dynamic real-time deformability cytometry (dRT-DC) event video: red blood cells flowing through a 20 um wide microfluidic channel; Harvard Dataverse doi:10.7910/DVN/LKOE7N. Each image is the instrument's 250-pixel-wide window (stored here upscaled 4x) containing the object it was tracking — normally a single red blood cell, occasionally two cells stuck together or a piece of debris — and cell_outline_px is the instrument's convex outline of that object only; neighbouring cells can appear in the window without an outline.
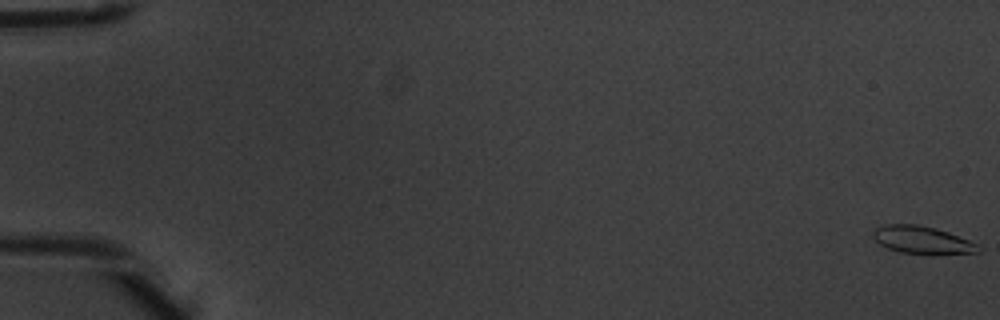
{"species": "common noctule bat (a hibernating species)", "species_latin": "Nyctalus noctula", "temperature_condition": "warm", "stored_images_in_passage": 8, "camera_frame_rate_fps": 3000, "um_per_image_px": 0.085, "animal": {"sex": "male", "body_mass_g": 20.1, "forearm_length_mm": 53.5}, "frame": {"image": 1, "passage_image": 1, "time_ms": 0.0, "image_size_px": [1000, 320], "cell_outline_px": [[980, 252], [932, 256], [900, 252], [888, 248], [880, 244], [872, 236], [872, 232], [876, 228], [884, 224], [916, 224], [936, 228], [948, 232], [968, 240], [976, 244]], "centroid_in_image_um": [78.37, 20.42], "position_along_channel_um": 6.6, "area_um2": 17.22}}
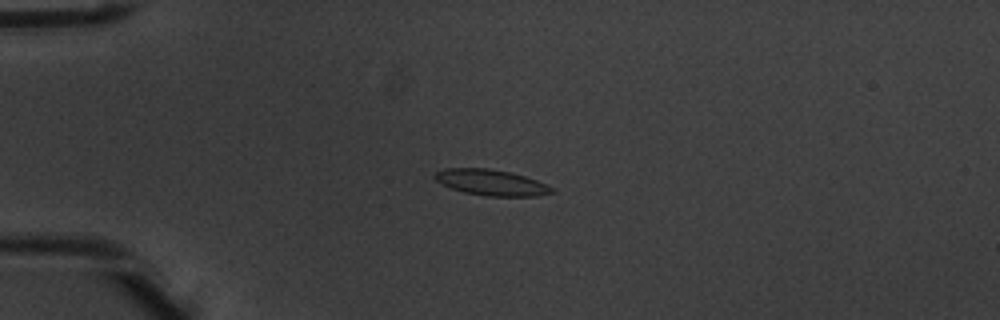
{"frame": {"image": 2, "passage_image": 5, "time_ms": 1.333, "image_size_px": [1000, 320], "cell_outline_px": [[556, 192], [536, 196], [488, 196], [464, 192], [452, 188], [436, 180], [432, 176], [436, 172], [444, 168], [488, 168], [512, 172], [536, 180], [556, 188]], "centroid_in_image_um": [41.79, 15.51], "position_along_channel_um": 43.2, "area_um2": 17.69}}
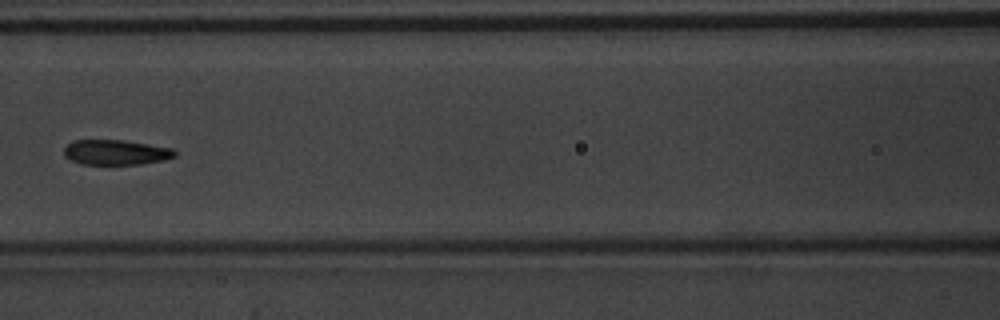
{"frame": {"image": 3, "passage_image": 8, "time_ms": 2.333, "image_size_px": [1000, 320], "cell_outline_px": [[176, 156], [164, 160], [140, 164], [80, 164], [64, 156], [64, 148], [72, 140], [124, 140], [172, 148], [176, 152]], "centroid_in_image_um": [9.84, 12.94], "position_along_channel_um": 156.8, "area_um2": 16.18}}